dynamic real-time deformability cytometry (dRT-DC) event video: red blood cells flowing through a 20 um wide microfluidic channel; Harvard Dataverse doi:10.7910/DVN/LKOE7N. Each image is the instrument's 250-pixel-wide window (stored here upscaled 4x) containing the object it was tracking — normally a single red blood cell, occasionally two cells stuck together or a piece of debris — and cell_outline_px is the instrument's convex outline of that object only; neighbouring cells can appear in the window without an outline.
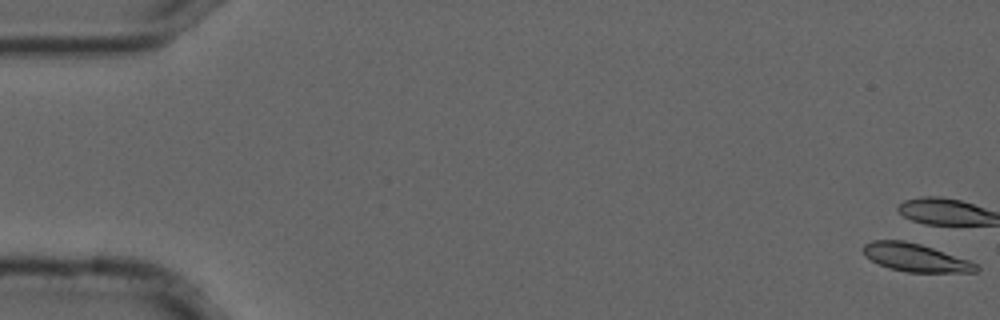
{"species": "common noctule bat (a hibernating species)", "species_latin": "Nyctalus noctula", "temperature_condition": "cold", "stored_images_in_passage": 55, "camera_frame_rate_fps": 3000, "um_per_image_px": 0.085, "animal": {"sex": "male", "forearm_length_mm": 52.5}, "frame": {"image": 1, "passage_image": 1, "time_ms": 0.0, "image_size_px": [1000, 320], "cell_outline_px": [[980, 268], [976, 272], [908, 272], [888, 268], [864, 256], [860, 248], [864, 244], [872, 240], [904, 240], [920, 244], [968, 260], [976, 264]], "centroid_in_image_um": [77.75, 21.89], "position_along_channel_um": 7.2, "area_um2": 18.38}, "authors_computed_cell_mechanics": {"area_um2": 19.7676, "velocity_mm_per_s": 3.6857, "shape_relaxation_time_tau1_ms": 11.1423, "shape_relaxation_time_tau2_ms": null, "deformation_change_tau1": 0.1924, "deformation_change_tau2": null}}